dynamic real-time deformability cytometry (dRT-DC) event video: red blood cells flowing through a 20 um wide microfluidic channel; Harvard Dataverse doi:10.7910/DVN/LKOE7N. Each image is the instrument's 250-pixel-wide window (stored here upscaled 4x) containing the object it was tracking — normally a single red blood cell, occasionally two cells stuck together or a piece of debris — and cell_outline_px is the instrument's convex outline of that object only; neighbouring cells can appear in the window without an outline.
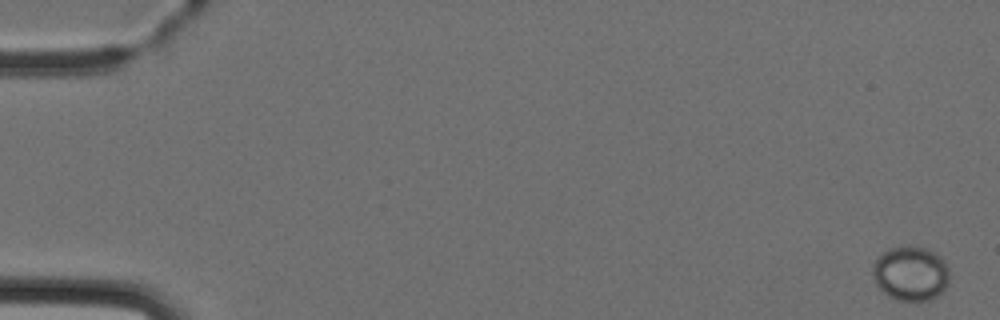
{"species": "Egyptian fruit bat (a non-hibernating species)", "species_latin": "Rousettus aegyptiacus", "temperature_condition": "cold", "stored_images_in_passage": 5, "camera_frame_rate_fps": 3000, "um_per_image_px": 0.085, "animal": {"sex": "female"}, "frame": {"image": 1, "passage_image": 1, "time_ms": 0.0, "image_size_px": [1000, 320], "cell_outline_px": [[948, 284], [936, 296], [928, 300], [896, 300], [888, 296], [876, 284], [872, 276], [872, 264], [880, 252], [888, 248], [924, 248], [940, 256], [944, 260], [948, 268]], "centroid_in_image_um": [77.36, 23.25], "position_along_channel_um": 7.6, "area_um2": 24.1}}
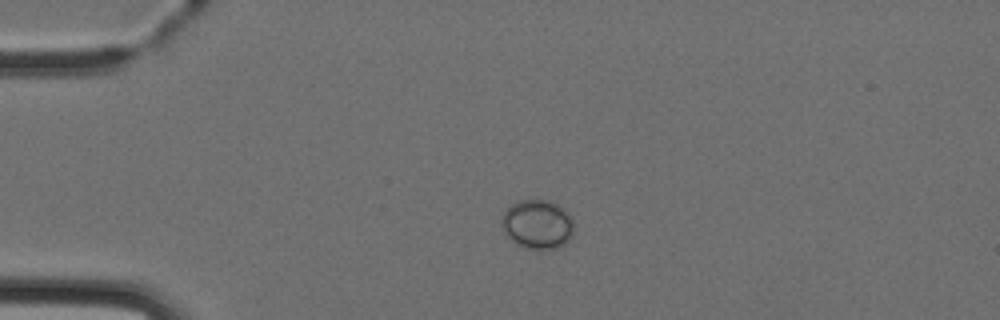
{"frame": {"image": 2, "passage_image": 4, "time_ms": 3.667, "image_size_px": [1000, 320], "cell_outline_px": [[572, 236], [564, 244], [556, 248], [524, 248], [516, 244], [508, 236], [500, 220], [504, 208], [516, 200], [548, 200], [564, 208], [572, 220]], "centroid_in_image_um": [45.64, 19.03], "position_along_channel_um": 39.4, "area_um2": 20.63}}